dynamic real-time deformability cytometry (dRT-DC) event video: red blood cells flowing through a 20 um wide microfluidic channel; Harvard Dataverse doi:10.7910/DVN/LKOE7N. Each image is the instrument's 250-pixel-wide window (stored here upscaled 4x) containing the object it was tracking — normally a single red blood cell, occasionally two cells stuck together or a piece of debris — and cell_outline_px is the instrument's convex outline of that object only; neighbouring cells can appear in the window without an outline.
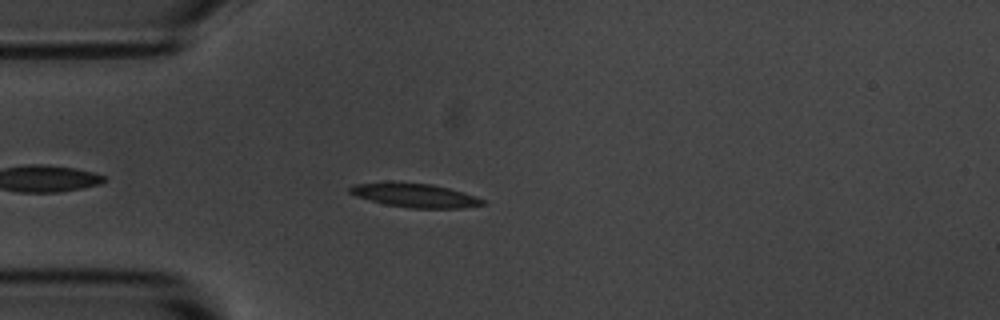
{"species": "common noctule bat (a hibernating species)", "species_latin": "Nyctalus noctula", "temperature_condition": "room temperature", "stored_images_in_passage": 4, "camera_frame_rate_fps": 3000, "um_per_image_px": 0.085, "animal": {"sex": "male", "body_mass_g": 20.1, "forearm_length_mm": 53.5}, "frame": {"image": 1, "passage_image": 4, "time_ms": 4.333, "image_size_px": [1000, 320], "cell_outline_px": [[488, 204], [464, 208], [408, 208], [384, 204], [356, 196], [348, 192], [348, 188], [356, 184], [432, 184], [448, 188], [476, 196], [484, 200]], "centroid_in_image_um": [35.36, 16.65], "position_along_channel_um": 49.6, "area_um2": 17.86}}